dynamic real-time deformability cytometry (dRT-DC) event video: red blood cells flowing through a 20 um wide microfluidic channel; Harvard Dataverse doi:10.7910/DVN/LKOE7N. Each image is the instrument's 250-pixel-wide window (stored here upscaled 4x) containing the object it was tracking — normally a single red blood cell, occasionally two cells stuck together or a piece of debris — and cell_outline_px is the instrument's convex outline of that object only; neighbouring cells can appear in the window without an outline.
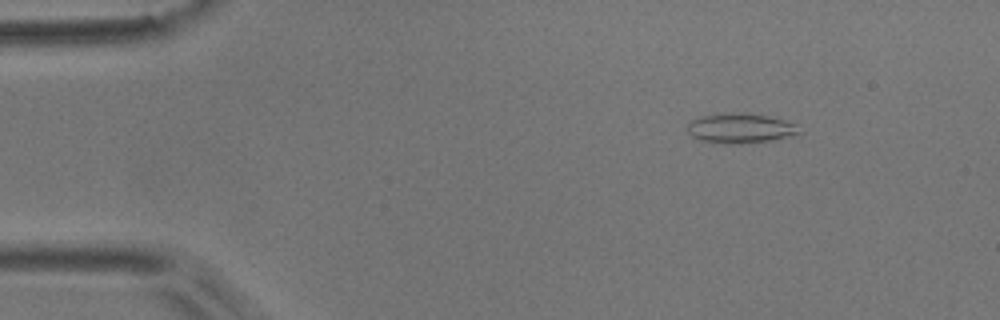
{"species": "common noctule bat (a hibernating species)", "species_latin": "Nyctalus noctula", "temperature_condition": "room temperature", "stored_images_in_passage": 4, "camera_frame_rate_fps": 3000, "um_per_image_px": 0.085, "animal": {"sex": "male", "body_mass_g": 17.9}, "frame": {"image": 1, "passage_image": 1, "time_ms": 0.0, "image_size_px": [1000, 320], "cell_outline_px": [[804, 132], [800, 136], [772, 140], [740, 144], [732, 144], [700, 140], [692, 136], [688, 132], [688, 120], [700, 116], [764, 116], [784, 120], [796, 124]], "centroid_in_image_um": [63.03, 10.97], "position_along_channel_um": 22.0, "area_um2": 18.73}}